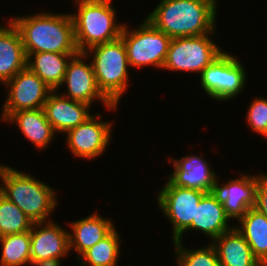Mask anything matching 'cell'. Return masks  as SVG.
<instances>
[{
  "instance_id": "obj_1",
  "label": "cell",
  "mask_w": 267,
  "mask_h": 266,
  "mask_svg": "<svg viewBox=\"0 0 267 266\" xmlns=\"http://www.w3.org/2000/svg\"><path fill=\"white\" fill-rule=\"evenodd\" d=\"M217 0H161L146 17L172 38L215 32Z\"/></svg>"
},
{
  "instance_id": "obj_2",
  "label": "cell",
  "mask_w": 267,
  "mask_h": 266,
  "mask_svg": "<svg viewBox=\"0 0 267 266\" xmlns=\"http://www.w3.org/2000/svg\"><path fill=\"white\" fill-rule=\"evenodd\" d=\"M21 35L25 53H78L71 14L39 12L10 20Z\"/></svg>"
},
{
  "instance_id": "obj_3",
  "label": "cell",
  "mask_w": 267,
  "mask_h": 266,
  "mask_svg": "<svg viewBox=\"0 0 267 266\" xmlns=\"http://www.w3.org/2000/svg\"><path fill=\"white\" fill-rule=\"evenodd\" d=\"M0 192L17 205L34 223L50 221L57 206L56 191L45 182L0 164Z\"/></svg>"
},
{
  "instance_id": "obj_4",
  "label": "cell",
  "mask_w": 267,
  "mask_h": 266,
  "mask_svg": "<svg viewBox=\"0 0 267 266\" xmlns=\"http://www.w3.org/2000/svg\"><path fill=\"white\" fill-rule=\"evenodd\" d=\"M78 13L71 14L75 42L79 52L112 42L121 37L124 24H116V11L111 0H78Z\"/></svg>"
},
{
  "instance_id": "obj_5",
  "label": "cell",
  "mask_w": 267,
  "mask_h": 266,
  "mask_svg": "<svg viewBox=\"0 0 267 266\" xmlns=\"http://www.w3.org/2000/svg\"><path fill=\"white\" fill-rule=\"evenodd\" d=\"M84 52L88 56H94L91 63L98 88L112 104L118 105L129 86L130 65L123 40L118 38L112 42L101 43Z\"/></svg>"
},
{
  "instance_id": "obj_6",
  "label": "cell",
  "mask_w": 267,
  "mask_h": 266,
  "mask_svg": "<svg viewBox=\"0 0 267 266\" xmlns=\"http://www.w3.org/2000/svg\"><path fill=\"white\" fill-rule=\"evenodd\" d=\"M127 27L128 25L124 24L120 38L126 47L129 65L136 68L154 66L162 69L171 38L146 18L134 30Z\"/></svg>"
},
{
  "instance_id": "obj_7",
  "label": "cell",
  "mask_w": 267,
  "mask_h": 266,
  "mask_svg": "<svg viewBox=\"0 0 267 266\" xmlns=\"http://www.w3.org/2000/svg\"><path fill=\"white\" fill-rule=\"evenodd\" d=\"M212 34L172 38L162 69L201 73L224 52L210 38Z\"/></svg>"
},
{
  "instance_id": "obj_8",
  "label": "cell",
  "mask_w": 267,
  "mask_h": 266,
  "mask_svg": "<svg viewBox=\"0 0 267 266\" xmlns=\"http://www.w3.org/2000/svg\"><path fill=\"white\" fill-rule=\"evenodd\" d=\"M237 57L224 51L200 73L203 90L211 99H234L245 86L246 73Z\"/></svg>"
},
{
  "instance_id": "obj_9",
  "label": "cell",
  "mask_w": 267,
  "mask_h": 266,
  "mask_svg": "<svg viewBox=\"0 0 267 266\" xmlns=\"http://www.w3.org/2000/svg\"><path fill=\"white\" fill-rule=\"evenodd\" d=\"M206 193L202 190L175 186L169 180L157 193L160 210L173 226V242L182 241V235L195 219L196 206Z\"/></svg>"
},
{
  "instance_id": "obj_10",
  "label": "cell",
  "mask_w": 267,
  "mask_h": 266,
  "mask_svg": "<svg viewBox=\"0 0 267 266\" xmlns=\"http://www.w3.org/2000/svg\"><path fill=\"white\" fill-rule=\"evenodd\" d=\"M4 85L8 89V94L1 114V120L3 121L12 113L43 108L49 94L53 91L28 67L19 71Z\"/></svg>"
},
{
  "instance_id": "obj_11",
  "label": "cell",
  "mask_w": 267,
  "mask_h": 266,
  "mask_svg": "<svg viewBox=\"0 0 267 266\" xmlns=\"http://www.w3.org/2000/svg\"><path fill=\"white\" fill-rule=\"evenodd\" d=\"M86 58L90 57L85 52H78L70 58L62 84H67L68 91L61 95L89 105L99 99L107 109L116 110L117 105L112 104L98 88L92 63H85Z\"/></svg>"
},
{
  "instance_id": "obj_12",
  "label": "cell",
  "mask_w": 267,
  "mask_h": 266,
  "mask_svg": "<svg viewBox=\"0 0 267 266\" xmlns=\"http://www.w3.org/2000/svg\"><path fill=\"white\" fill-rule=\"evenodd\" d=\"M100 118V114L92 115L84 123L66 132V144L74 156L91 160L106 151L113 125L111 122L99 121Z\"/></svg>"
},
{
  "instance_id": "obj_13",
  "label": "cell",
  "mask_w": 267,
  "mask_h": 266,
  "mask_svg": "<svg viewBox=\"0 0 267 266\" xmlns=\"http://www.w3.org/2000/svg\"><path fill=\"white\" fill-rule=\"evenodd\" d=\"M258 175H240L238 179H229L226 184H219L218 179L214 181L211 194L216 200L223 204L225 214L237 221L250 209L255 207Z\"/></svg>"
},
{
  "instance_id": "obj_14",
  "label": "cell",
  "mask_w": 267,
  "mask_h": 266,
  "mask_svg": "<svg viewBox=\"0 0 267 266\" xmlns=\"http://www.w3.org/2000/svg\"><path fill=\"white\" fill-rule=\"evenodd\" d=\"M30 238L31 263L41 259L64 258L70 252L68 231L51 219L33 223Z\"/></svg>"
},
{
  "instance_id": "obj_15",
  "label": "cell",
  "mask_w": 267,
  "mask_h": 266,
  "mask_svg": "<svg viewBox=\"0 0 267 266\" xmlns=\"http://www.w3.org/2000/svg\"><path fill=\"white\" fill-rule=\"evenodd\" d=\"M90 106L87 103L64 97L56 90L49 94L43 110L55 132L66 133L92 116L89 111Z\"/></svg>"
},
{
  "instance_id": "obj_16",
  "label": "cell",
  "mask_w": 267,
  "mask_h": 266,
  "mask_svg": "<svg viewBox=\"0 0 267 266\" xmlns=\"http://www.w3.org/2000/svg\"><path fill=\"white\" fill-rule=\"evenodd\" d=\"M174 171L169 181L179 187L210 192L218 174L211 170L210 165L201 156L188 155L172 160Z\"/></svg>"
},
{
  "instance_id": "obj_17",
  "label": "cell",
  "mask_w": 267,
  "mask_h": 266,
  "mask_svg": "<svg viewBox=\"0 0 267 266\" xmlns=\"http://www.w3.org/2000/svg\"><path fill=\"white\" fill-rule=\"evenodd\" d=\"M7 26H0V82L2 84L27 67V56L21 35L10 20Z\"/></svg>"
},
{
  "instance_id": "obj_18",
  "label": "cell",
  "mask_w": 267,
  "mask_h": 266,
  "mask_svg": "<svg viewBox=\"0 0 267 266\" xmlns=\"http://www.w3.org/2000/svg\"><path fill=\"white\" fill-rule=\"evenodd\" d=\"M220 266H262L236 226L212 241Z\"/></svg>"
},
{
  "instance_id": "obj_19",
  "label": "cell",
  "mask_w": 267,
  "mask_h": 266,
  "mask_svg": "<svg viewBox=\"0 0 267 266\" xmlns=\"http://www.w3.org/2000/svg\"><path fill=\"white\" fill-rule=\"evenodd\" d=\"M69 225L72 230L68 232L70 251L75 248L80 256L115 228L113 221L102 218L97 213L71 222Z\"/></svg>"
},
{
  "instance_id": "obj_20",
  "label": "cell",
  "mask_w": 267,
  "mask_h": 266,
  "mask_svg": "<svg viewBox=\"0 0 267 266\" xmlns=\"http://www.w3.org/2000/svg\"><path fill=\"white\" fill-rule=\"evenodd\" d=\"M229 220L223 204L207 192L196 206L195 219L186 231L198 230L214 240L233 228L228 225Z\"/></svg>"
},
{
  "instance_id": "obj_21",
  "label": "cell",
  "mask_w": 267,
  "mask_h": 266,
  "mask_svg": "<svg viewBox=\"0 0 267 266\" xmlns=\"http://www.w3.org/2000/svg\"><path fill=\"white\" fill-rule=\"evenodd\" d=\"M75 54L77 53H26L27 67L56 91L62 86L68 62Z\"/></svg>"
},
{
  "instance_id": "obj_22",
  "label": "cell",
  "mask_w": 267,
  "mask_h": 266,
  "mask_svg": "<svg viewBox=\"0 0 267 266\" xmlns=\"http://www.w3.org/2000/svg\"><path fill=\"white\" fill-rule=\"evenodd\" d=\"M14 122L28 141L37 149H44L55 137L56 132L47 120L43 108L22 110L12 113L6 120Z\"/></svg>"
},
{
  "instance_id": "obj_23",
  "label": "cell",
  "mask_w": 267,
  "mask_h": 266,
  "mask_svg": "<svg viewBox=\"0 0 267 266\" xmlns=\"http://www.w3.org/2000/svg\"><path fill=\"white\" fill-rule=\"evenodd\" d=\"M237 230L249 244L254 257L267 266V216L250 208L239 220Z\"/></svg>"
},
{
  "instance_id": "obj_24",
  "label": "cell",
  "mask_w": 267,
  "mask_h": 266,
  "mask_svg": "<svg viewBox=\"0 0 267 266\" xmlns=\"http://www.w3.org/2000/svg\"><path fill=\"white\" fill-rule=\"evenodd\" d=\"M122 242L118 231L114 228L105 238L93 247L77 256L82 266H117ZM82 258V259H81Z\"/></svg>"
},
{
  "instance_id": "obj_25",
  "label": "cell",
  "mask_w": 267,
  "mask_h": 266,
  "mask_svg": "<svg viewBox=\"0 0 267 266\" xmlns=\"http://www.w3.org/2000/svg\"><path fill=\"white\" fill-rule=\"evenodd\" d=\"M0 266L31 265L30 231L0 237Z\"/></svg>"
},
{
  "instance_id": "obj_26",
  "label": "cell",
  "mask_w": 267,
  "mask_h": 266,
  "mask_svg": "<svg viewBox=\"0 0 267 266\" xmlns=\"http://www.w3.org/2000/svg\"><path fill=\"white\" fill-rule=\"evenodd\" d=\"M33 221L0 192V237L30 231Z\"/></svg>"
},
{
  "instance_id": "obj_27",
  "label": "cell",
  "mask_w": 267,
  "mask_h": 266,
  "mask_svg": "<svg viewBox=\"0 0 267 266\" xmlns=\"http://www.w3.org/2000/svg\"><path fill=\"white\" fill-rule=\"evenodd\" d=\"M178 266H220L217 252L211 244L199 249L184 248L182 241L173 242Z\"/></svg>"
},
{
  "instance_id": "obj_28",
  "label": "cell",
  "mask_w": 267,
  "mask_h": 266,
  "mask_svg": "<svg viewBox=\"0 0 267 266\" xmlns=\"http://www.w3.org/2000/svg\"><path fill=\"white\" fill-rule=\"evenodd\" d=\"M247 110L251 130L267 138V98H255Z\"/></svg>"
},
{
  "instance_id": "obj_29",
  "label": "cell",
  "mask_w": 267,
  "mask_h": 266,
  "mask_svg": "<svg viewBox=\"0 0 267 266\" xmlns=\"http://www.w3.org/2000/svg\"><path fill=\"white\" fill-rule=\"evenodd\" d=\"M259 212L267 216V175L258 174L255 207Z\"/></svg>"
},
{
  "instance_id": "obj_30",
  "label": "cell",
  "mask_w": 267,
  "mask_h": 266,
  "mask_svg": "<svg viewBox=\"0 0 267 266\" xmlns=\"http://www.w3.org/2000/svg\"><path fill=\"white\" fill-rule=\"evenodd\" d=\"M62 258H48L34 261L31 263L32 266H61Z\"/></svg>"
}]
</instances>
